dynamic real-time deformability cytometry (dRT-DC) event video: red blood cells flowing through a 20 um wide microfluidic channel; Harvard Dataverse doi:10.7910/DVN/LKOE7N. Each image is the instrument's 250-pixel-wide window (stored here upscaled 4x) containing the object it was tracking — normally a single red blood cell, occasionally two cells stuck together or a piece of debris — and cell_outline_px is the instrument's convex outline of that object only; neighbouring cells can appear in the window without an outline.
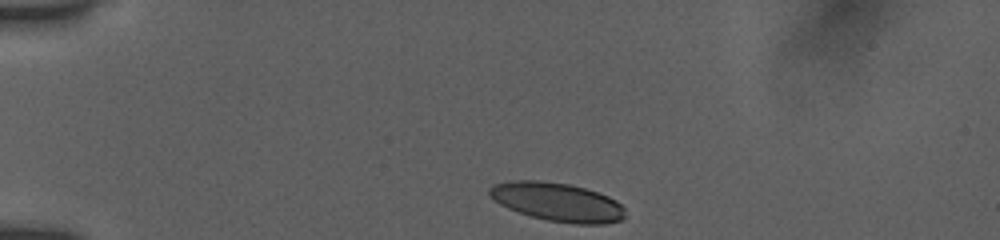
{"species": "human", "species_latin": "Homo sapiens", "temperature_condition": "room temperature", "stored_images_in_passage": 37, "camera_frame_rate_fps": 3000, "um_per_image_px": 0.085, "donor": {"sex": "female"}, "frame": {"image": 1, "passage_image": 1, "time_ms": 0.0, "image_size_px": [1000, 240], "cell_outline_px": [[624, 220], [604, 224], [576, 224], [548, 220], [532, 216], [508, 208], [500, 204], [488, 192], [488, 188], [496, 184], [512, 180], [540, 180], [568, 184], [584, 188], [608, 196], [616, 200], [624, 208]], "centroid_in_image_um": [47.41, 17.17], "position_along_channel_um": 37.6, "area_um2": 30.29}}
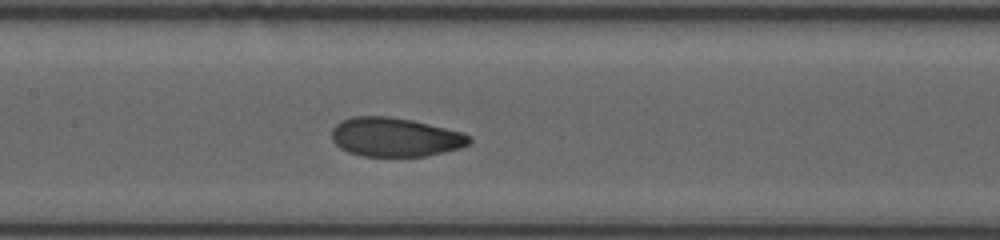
{"frame": {"image": 2, "passage_image": 16, "time_ms": 5.0, "image_size_px": [1000, 240], "cell_outline_px": [[472, 140], [468, 144], [460, 148], [444, 152], [424, 156], [360, 156], [348, 152], [340, 148], [332, 140], [332, 128], [340, 120], [352, 116], [388, 116], [412, 120], [464, 132], [472, 136]], "centroid_in_image_um": [33.58, 11.65], "position_along_channel_um": 173.8, "area_um2": 31.5}}
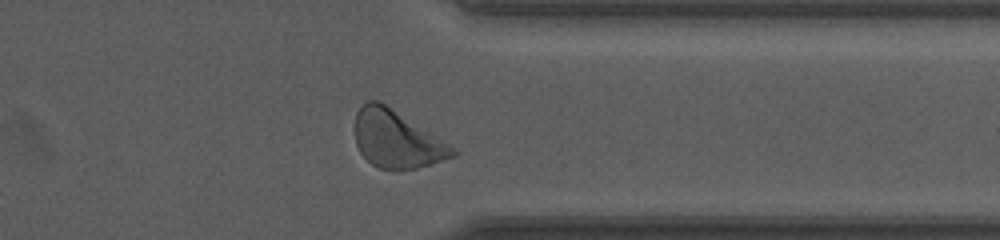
{"frame": {"image": 3, "passage_image": 32, "time_ms": 10.333, "image_size_px": [1000, 240], "cell_outline_px": [[456, 156], [416, 168], [380, 168], [372, 164], [360, 152], [356, 144], [356, 112], [368, 100], [376, 100], [384, 104], [448, 144], [456, 152]], "centroid_in_image_um": [33.68, 11.84], "position_along_channel_um": 377.7, "area_um2": 31.33}, "authors_computed_cell_mechanics": {"area_um2": 31.212, "velocity_mm_per_s": 3.8688, "shape_relaxation_time_tau1_ms": 3.3079, "shape_relaxation_time_tau2_ms": 1.5557, "deformation_change_tau1": 0.1238, "deformation_change_tau2": 0.068}}